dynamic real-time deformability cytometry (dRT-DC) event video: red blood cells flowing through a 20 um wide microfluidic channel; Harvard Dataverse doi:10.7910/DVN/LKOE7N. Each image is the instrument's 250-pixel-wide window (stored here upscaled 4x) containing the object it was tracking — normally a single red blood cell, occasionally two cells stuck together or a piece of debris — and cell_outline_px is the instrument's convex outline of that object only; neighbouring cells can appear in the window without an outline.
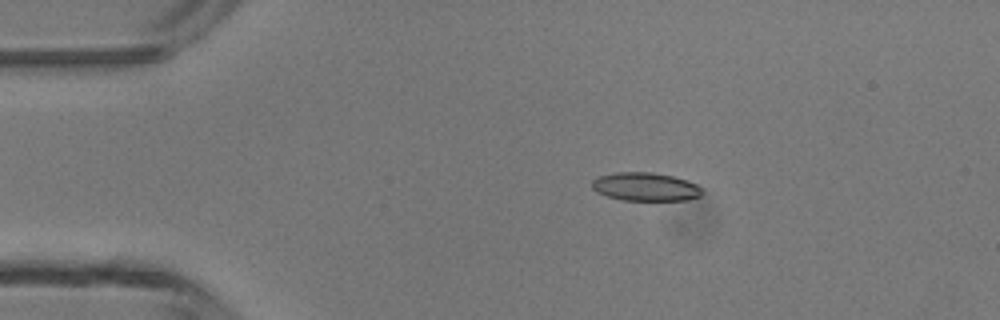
{"species": "common noctule bat (a hibernating species)", "species_latin": "Nyctalus noctula", "temperature_condition": "room temperature", "stored_images_in_passage": 4, "camera_frame_rate_fps": 3000, "um_per_image_px": 0.085, "animal": {"sex": "male", "body_mass_g": 13.3}, "frame": {"image": 1, "passage_image": 3, "time_ms": 2.333, "image_size_px": [1000, 320], "cell_outline_px": [[704, 192], [700, 196], [688, 200], [624, 200], [608, 196], [596, 192], [592, 188], [592, 180], [596, 176], [616, 172], [652, 172], [672, 176], [688, 180], [704, 188]], "centroid_in_image_um": [54.88, 15.87], "position_along_channel_um": 30.1, "area_um2": 18.44}}